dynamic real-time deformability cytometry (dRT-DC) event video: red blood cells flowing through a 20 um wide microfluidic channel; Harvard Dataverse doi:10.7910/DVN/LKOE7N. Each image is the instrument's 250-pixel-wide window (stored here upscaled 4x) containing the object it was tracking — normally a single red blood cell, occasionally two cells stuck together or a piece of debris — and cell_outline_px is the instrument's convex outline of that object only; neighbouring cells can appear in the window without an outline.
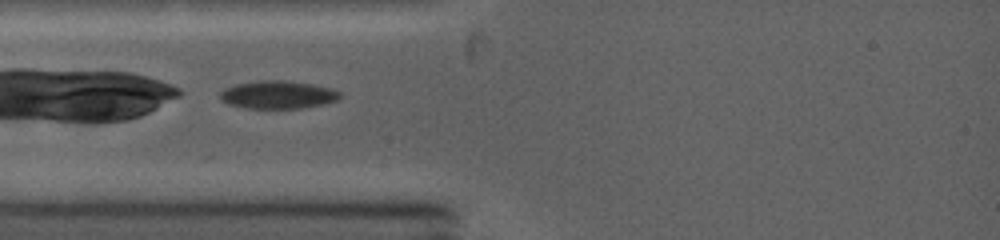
{"species": "common noctule bat (a hibernating species)", "species_latin": "Nyctalus noctula", "temperature_condition": "warm", "stored_images_in_passage": 4, "camera_frame_rate_fps": 5000, "um_per_image_px": 0.085, "animal": {"sex": "female", "body_mass_g": 19.0, "forearm_length_mm": 53.3}, "frame": {"image": 1, "passage_image": 1, "time_ms": 0.0, "image_size_px": [1000, 240], "cell_outline_px": [[340, 96], [336, 100], [324, 104], [300, 108], [248, 108], [228, 104], [220, 100], [220, 92], [224, 88], [236, 84], [260, 80], [284, 80], [312, 84], [332, 88], [340, 92]], "centroid_in_image_um": [23.6, 8.04], "position_along_channel_um": 61.4, "area_um2": 19.48}}